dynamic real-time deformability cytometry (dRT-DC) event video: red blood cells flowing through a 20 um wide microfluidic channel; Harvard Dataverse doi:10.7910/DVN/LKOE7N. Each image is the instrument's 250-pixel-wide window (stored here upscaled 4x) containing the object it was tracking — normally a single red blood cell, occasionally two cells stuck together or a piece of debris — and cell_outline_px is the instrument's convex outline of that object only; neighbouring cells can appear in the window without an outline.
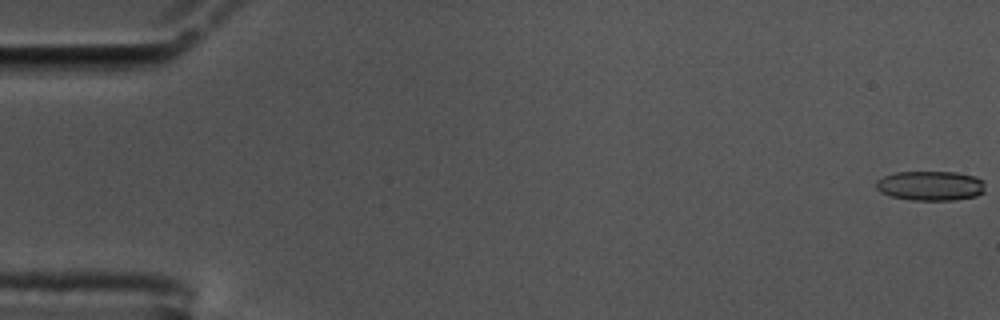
{"species": "common noctule bat (a hibernating species)", "species_latin": "Nyctalus noctula", "temperature_condition": "cold", "stored_images_in_passage": 59, "camera_frame_rate_fps": 3000, "um_per_image_px": 0.085, "animal": {"sex": "male", "body_mass_g": 17.5, "forearm_length_mm": 52.3}, "frame": {"image": 1, "passage_image": 1, "time_ms": 0.0, "image_size_px": [1000, 320], "cell_outline_px": [[984, 192], [976, 196], [952, 200], [912, 200], [892, 196], [880, 192], [876, 188], [876, 180], [884, 176], [896, 172], [956, 172], [976, 176], [984, 180]], "centroid_in_image_um": [79.11, 15.78], "position_along_channel_um": 5.9, "area_um2": 18.9}}
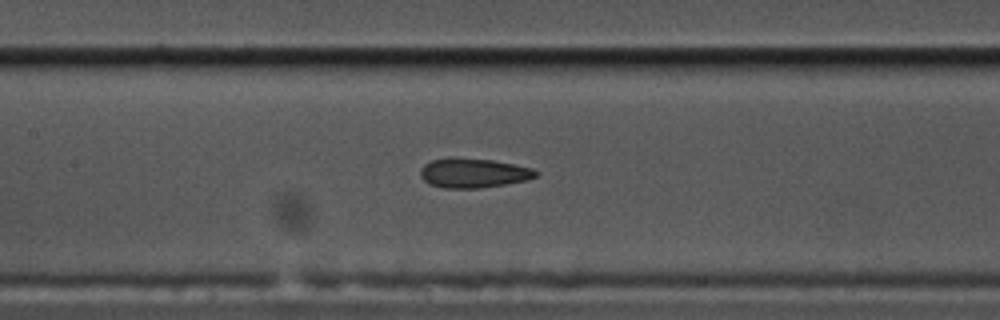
{"frame": {"image": 2, "passage_image": 28, "time_ms": 9.0, "image_size_px": [1000, 320], "cell_outline_px": [[540, 172], [536, 176], [528, 180], [480, 188], [444, 188], [432, 184], [424, 180], [420, 176], [420, 168], [424, 164], [432, 160], [492, 160], [532, 168]], "centroid_in_image_um": [40.28, 14.74], "position_along_channel_um": 167.1, "area_um2": 19.07}}
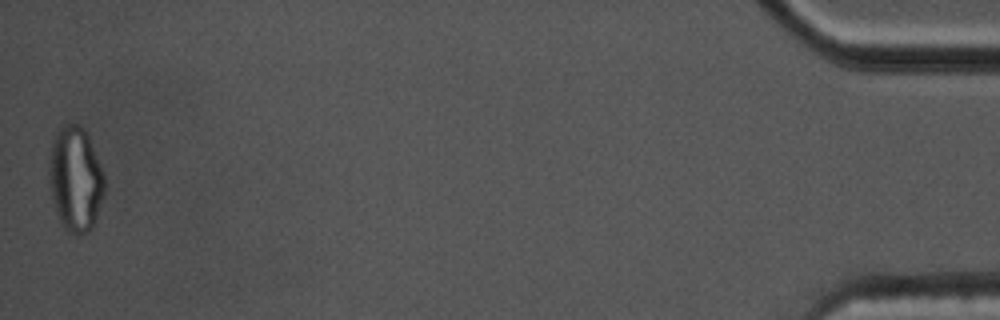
{"frame": {"image": 3, "passage_image": 59, "time_ms": 19.333, "image_size_px": [1000, 320], "cell_outline_px": [[104, 196], [92, 228], [88, 232], [80, 236], [76, 236], [68, 232], [64, 228], [60, 220], [52, 200], [48, 180], [48, 164], [52, 140], [56, 132], [64, 124], [76, 124], [84, 128], [88, 132], [104, 176]], "centroid_in_image_um": [6.4, 15.22], "position_along_channel_um": 428.8, "area_um2": 34.33}, "authors_computed_cell_mechanics": {"area_um2": 20.1144, "velocity_mm_per_s": 3.4421, "shape_relaxation_time_tau1_ms": null, "shape_relaxation_time_tau2_ms": 2.1735, "deformation_change_tau1": null, "deformation_change_tau2": 0.1088}}